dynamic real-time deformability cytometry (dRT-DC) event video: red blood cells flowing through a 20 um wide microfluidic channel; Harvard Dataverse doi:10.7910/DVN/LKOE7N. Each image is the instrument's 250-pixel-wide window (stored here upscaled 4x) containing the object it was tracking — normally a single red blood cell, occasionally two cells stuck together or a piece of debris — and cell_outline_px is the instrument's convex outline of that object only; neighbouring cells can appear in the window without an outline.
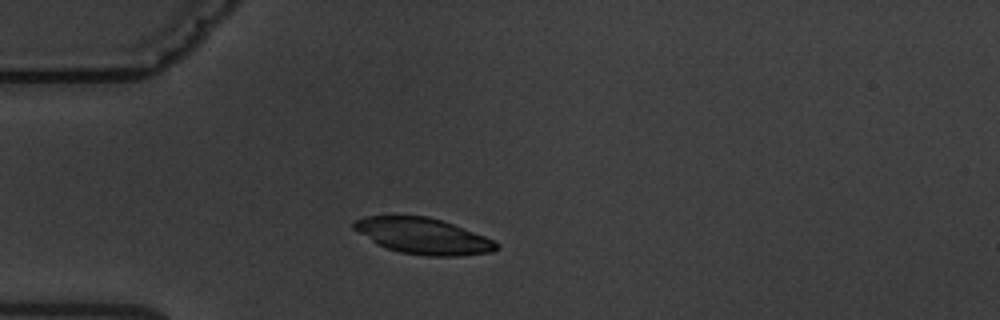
{"species": "common noctule bat (a hibernating species)", "species_latin": "Nyctalus noctula", "temperature_condition": "warm", "stored_images_in_passage": 4, "camera_frame_rate_fps": 3000, "um_per_image_px": 0.085, "animal": {"sex": "male", "body_mass_g": 19.5, "forearm_length_mm": 54.6}, "frame": {"image": 1, "passage_image": 1, "time_ms": 0.0, "image_size_px": [1000, 320], "cell_outline_px": [[500, 248], [492, 252], [456, 256], [428, 256], [400, 252], [384, 248], [376, 244], [352, 228], [352, 224], [356, 220], [364, 216], [428, 216], [452, 224], [484, 236], [500, 244]], "centroid_in_image_um": [35.94, 20.07], "position_along_channel_um": 49.1, "area_um2": 29.77}}
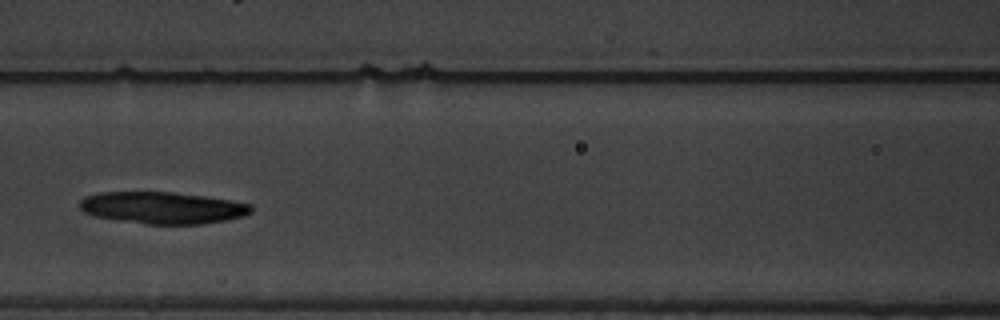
{"frame": {"image": 2, "passage_image": 4, "time_ms": 3.333, "image_size_px": [1000, 320], "cell_outline_px": [[252, 212], [244, 216], [224, 220], [200, 224], [148, 224], [120, 220], [96, 216], [84, 212], [80, 208], [80, 200], [84, 196], [100, 192], [172, 192], [204, 196], [232, 200], [252, 204]], "centroid_in_image_um": [13.83, 17.65], "position_along_channel_um": 152.8, "area_um2": 31.73}}